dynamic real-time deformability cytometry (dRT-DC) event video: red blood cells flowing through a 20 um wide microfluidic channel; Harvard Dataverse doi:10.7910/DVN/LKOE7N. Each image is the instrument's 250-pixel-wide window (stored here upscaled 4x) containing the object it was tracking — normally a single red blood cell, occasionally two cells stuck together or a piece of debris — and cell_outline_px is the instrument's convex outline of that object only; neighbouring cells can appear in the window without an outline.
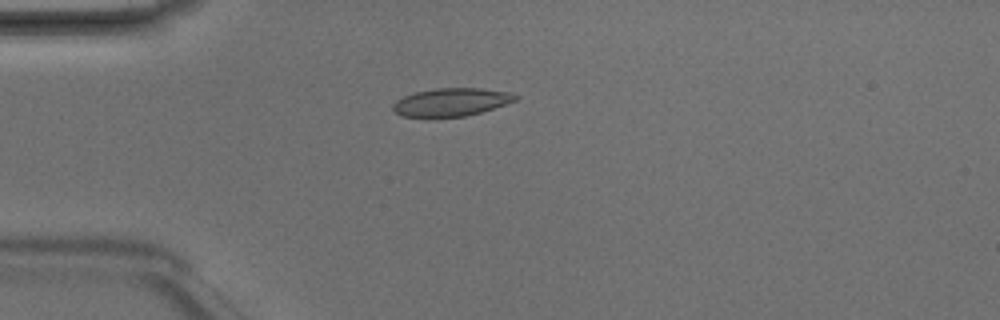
{"species": "Egyptian fruit bat (a non-hibernating species)", "species_latin": "Rousettus aegyptiacus", "temperature_condition": "room temperature", "stored_images_in_passage": 5, "camera_frame_rate_fps": 3000, "um_per_image_px": 0.085, "animal": {"sex": "male"}, "frame": {"image": 1, "passage_image": 4, "time_ms": 1.0, "image_size_px": [1000, 320], "cell_outline_px": [[520, 96], [516, 100], [480, 112], [464, 116], [400, 116], [392, 108], [392, 104], [396, 100], [404, 96], [416, 92], [436, 88], [480, 88], [508, 92]], "centroid_in_image_um": [38.34, 8.66], "position_along_channel_um": 46.7, "area_um2": 19.59}}